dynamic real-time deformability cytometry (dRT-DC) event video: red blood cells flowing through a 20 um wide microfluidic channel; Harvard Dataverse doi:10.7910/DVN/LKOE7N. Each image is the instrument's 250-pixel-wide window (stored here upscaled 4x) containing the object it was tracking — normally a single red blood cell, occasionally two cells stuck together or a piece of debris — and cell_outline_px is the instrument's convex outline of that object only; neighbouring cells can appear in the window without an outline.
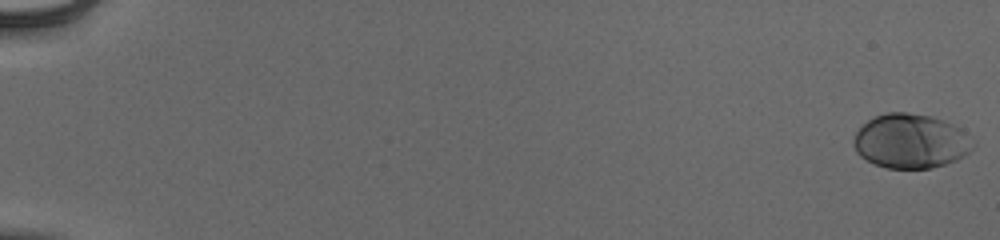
{"species": "human", "species_latin": "Homo sapiens", "temperature_condition": "cold", "stored_images_in_passage": 55, "camera_frame_rate_fps": 3000, "um_per_image_px": 0.085, "donor": {"sex": "male"}, "frame": {"image": 1, "passage_image": 1, "time_ms": 0.0, "image_size_px": [1000, 240], "cell_outline_px": [[976, 144], [964, 156], [956, 160], [932, 168], [888, 168], [876, 164], [860, 156], [856, 152], [852, 144], [852, 140], [856, 132], [868, 120], [876, 116], [888, 112], [904, 112], [932, 116], [944, 120], [960, 128], [976, 140]], "centroid_in_image_um": [77.43, 11.99], "position_along_channel_um": 7.6, "area_um2": 37.97}}
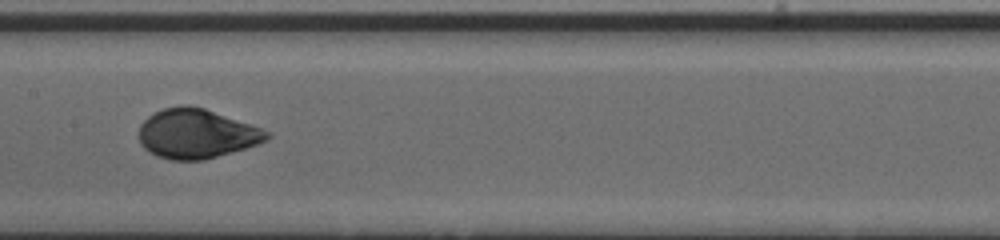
{"frame": {"image": 2, "passage_image": 31, "time_ms": 10.0, "image_size_px": [1000, 240], "cell_outline_px": [[272, 136], [256, 144], [244, 148], [204, 160], [172, 160], [156, 156], [148, 152], [140, 144], [140, 124], [148, 116], [164, 108], [184, 104], [188, 104], [204, 108], [272, 132]], "centroid_in_image_um": [16.67, 11.36], "position_along_channel_um": 190.7, "area_um2": 36.65}}
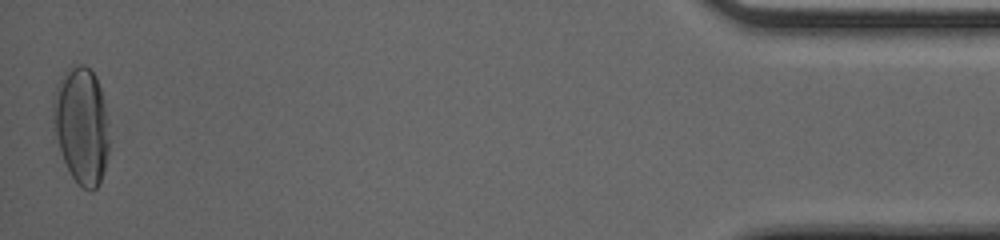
{"frame": {"image": 3, "passage_image": 55, "time_ms": 18.0, "image_size_px": [1000, 240], "cell_outline_px": [[108, 152], [104, 168], [100, 180], [96, 188], [92, 192], [88, 192], [72, 176], [64, 160], [56, 136], [52, 120], [52, 96], [56, 84], [64, 72], [72, 64], [84, 64], [96, 76], [104, 100], [108, 120]], "centroid_in_image_um": [6.91, 10.6], "position_along_channel_um": 428.3, "area_um2": 38.32}, "authors_computed_cell_mechanics": {"area_um2": 36.5296, "velocity_mm_per_s": 3.9266, "shape_relaxation_time_tau1_ms": 3.3612, "shape_relaxation_time_tau2_ms": null, "deformation_change_tau1": 0.1676, "deformation_change_tau2": null}}